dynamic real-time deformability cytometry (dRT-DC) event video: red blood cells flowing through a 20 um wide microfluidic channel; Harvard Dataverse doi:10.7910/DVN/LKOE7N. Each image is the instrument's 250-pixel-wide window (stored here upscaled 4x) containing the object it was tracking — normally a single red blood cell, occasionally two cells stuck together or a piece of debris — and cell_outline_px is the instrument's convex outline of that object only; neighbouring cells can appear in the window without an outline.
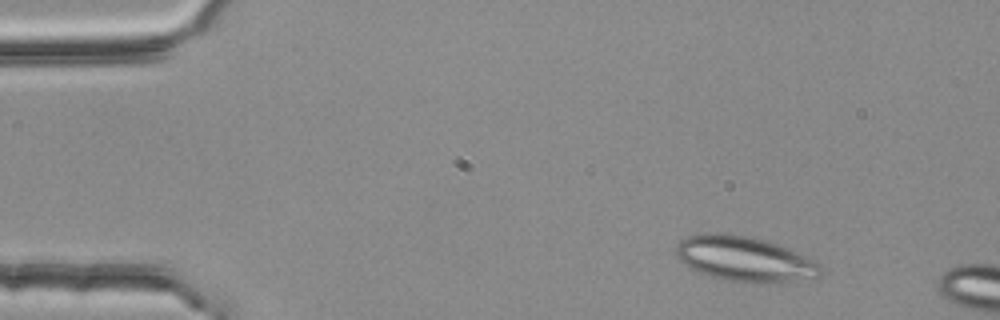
{"species": "common noctule bat (a hibernating species)", "species_latin": "Nyctalus noctula", "temperature_condition": "room temperature", "stored_images_in_passage": 4, "camera_frame_rate_fps": 3000, "um_per_image_px": 0.085, "animal": {"sex": "female", "body_mass_g": 25.1}, "frame": {"image": 1, "passage_image": 4, "time_ms": 1.0, "image_size_px": [1000, 320], "cell_outline_px": [[820, 276], [788, 284], [764, 284], [728, 280], [708, 276], [688, 268], [676, 256], [676, 244], [684, 236], [708, 232], [724, 232], [748, 236], [768, 240], [800, 252], [808, 256], [820, 264]], "centroid_in_image_um": [63.32, 22.01], "position_along_channel_um": 21.7, "area_um2": 39.19}}